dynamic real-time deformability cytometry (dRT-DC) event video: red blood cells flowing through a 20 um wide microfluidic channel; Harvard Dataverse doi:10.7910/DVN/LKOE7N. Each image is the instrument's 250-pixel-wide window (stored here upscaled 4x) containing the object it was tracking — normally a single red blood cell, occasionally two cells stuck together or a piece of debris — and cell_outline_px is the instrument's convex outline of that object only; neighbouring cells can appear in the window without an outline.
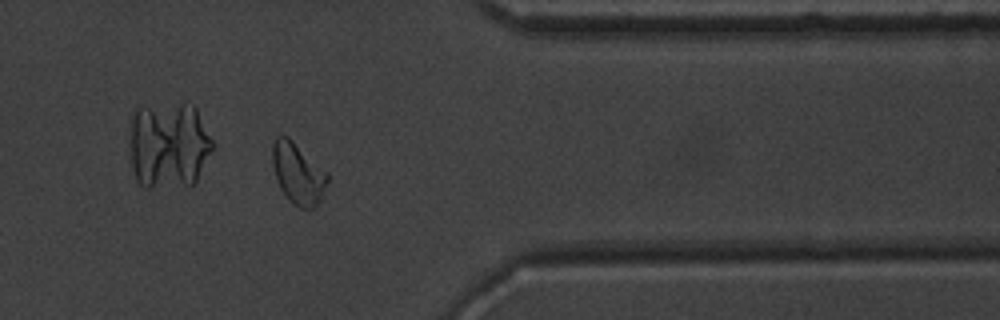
{"species": "common noctule bat (a hibernating species)", "species_latin": "Nyctalus noctula", "temperature_condition": "warm", "stored_images_in_passage": 36, "camera_frame_rate_fps": 3000, "um_per_image_px": 0.085, "animal": {"sex": "male", "body_mass_g": 20.1, "forearm_length_mm": 53.5}, "frame": {"image": 1, "passage_image": 26, "time_ms": 8.333, "image_size_px": [1000, 320], "cell_outline_px": [[328, 180], [320, 200], [312, 208], [300, 208], [288, 200], [280, 188], [276, 180], [272, 164], [272, 144], [276, 136], [288, 136], [328, 172]], "centroid_in_image_um": [25.31, 14.72], "position_along_channel_um": 386.1, "area_um2": 19.65}}